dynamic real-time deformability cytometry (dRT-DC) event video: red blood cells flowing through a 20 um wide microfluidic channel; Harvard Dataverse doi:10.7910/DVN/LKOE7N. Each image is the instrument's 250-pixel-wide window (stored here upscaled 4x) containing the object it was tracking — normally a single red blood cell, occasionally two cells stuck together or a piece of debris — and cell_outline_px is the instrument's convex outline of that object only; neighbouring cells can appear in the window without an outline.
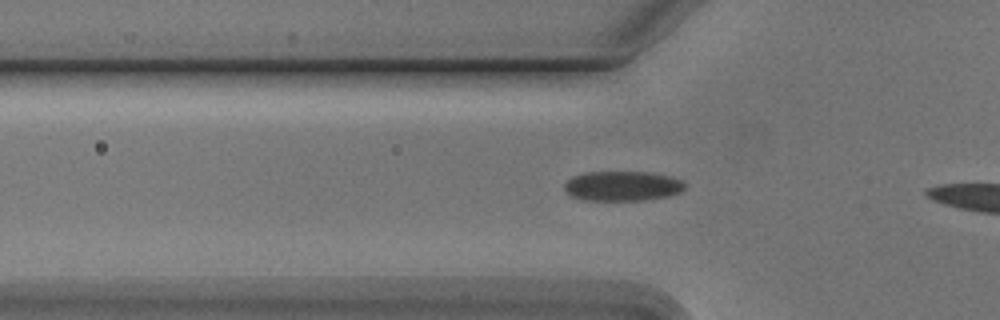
{"species": "Egyptian fruit bat (a non-hibernating species)", "species_latin": "Rousettus aegyptiacus", "temperature_condition": "cold", "stored_images_in_passage": 24, "camera_frame_rate_fps": 3000, "um_per_image_px": 0.085, "animal": {"sex": "male"}, "frame": {"image": 1, "passage_image": 8, "time_ms": 2.333, "image_size_px": [1000, 320], "cell_outline_px": [[684, 188], [680, 192], [668, 196], [644, 200], [580, 200], [568, 196], [564, 188], [564, 184], [572, 176], [584, 172], [648, 172], [672, 176], [684, 180]], "centroid_in_image_um": [52.88, 15.81], "position_along_channel_um": 72.9, "area_um2": 21.21}}
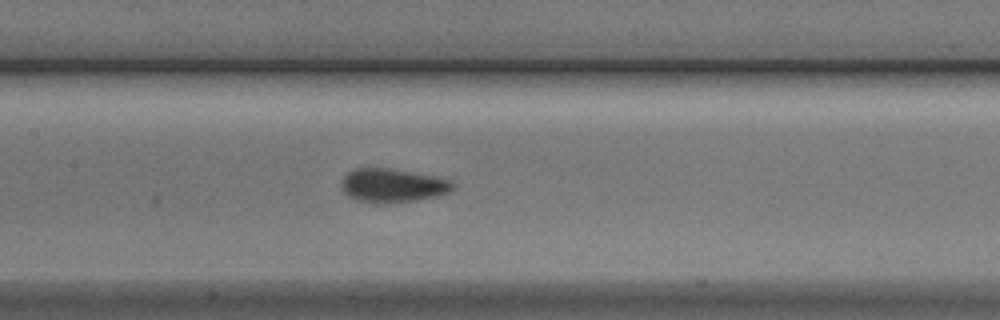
{"frame": {"image": 2, "passage_image": 16, "time_ms": 5.0, "image_size_px": [1000, 320], "cell_outline_px": [[456, 188], [452, 192], [436, 196], [416, 200], [392, 204], [376, 204], [356, 200], [348, 196], [344, 192], [340, 184], [344, 176], [352, 168], [392, 168], [452, 180], [456, 184]], "centroid_in_image_um": [33.38, 15.78], "position_along_channel_um": 174.0, "area_um2": 22.43}}
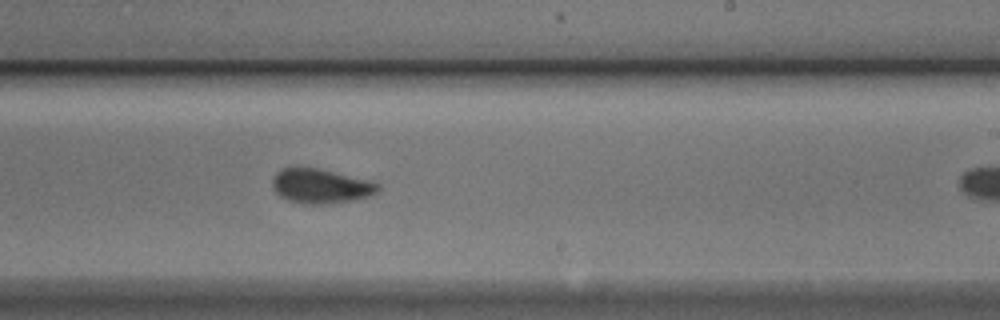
{"frame": {"image": 3, "passage_image": 23, "time_ms": 7.333, "image_size_px": [1000, 320], "cell_outline_px": [[380, 188], [376, 192], [368, 196], [352, 200], [324, 204], [304, 204], [288, 200], [280, 196], [272, 188], [272, 180], [276, 172], [284, 168], [316, 168], [372, 180], [380, 184]], "centroid_in_image_um": [27.26, 15.82], "position_along_channel_um": 261.7, "area_um2": 21.15}}